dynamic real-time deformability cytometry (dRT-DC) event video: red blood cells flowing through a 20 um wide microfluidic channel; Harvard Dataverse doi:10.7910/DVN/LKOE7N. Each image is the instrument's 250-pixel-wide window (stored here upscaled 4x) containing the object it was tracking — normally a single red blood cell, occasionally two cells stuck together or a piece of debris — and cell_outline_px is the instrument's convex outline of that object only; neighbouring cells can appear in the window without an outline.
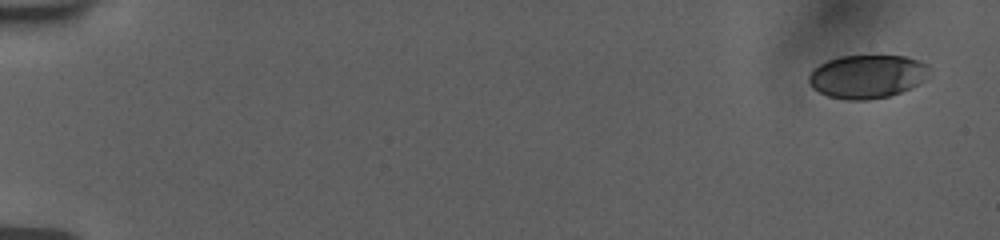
{"species": "human", "species_latin": "Homo sapiens", "temperature_condition": "room temperature", "stored_images_in_passage": 17, "camera_frame_rate_fps": 3000, "um_per_image_px": 0.085, "donor": {"sex": "female"}, "frame": {"image": 1, "passage_image": 1, "time_ms": 0.0, "image_size_px": [1000, 240], "cell_outline_px": [[932, 72], [920, 84], [900, 92], [888, 96], [868, 100], [848, 100], [828, 96], [812, 88], [808, 84], [808, 76], [812, 68], [828, 60], [840, 56], [872, 52], [904, 56], [928, 64], [932, 68]], "centroid_in_image_um": [73.73, 6.45], "position_along_channel_um": 11.3, "area_um2": 31.73}}
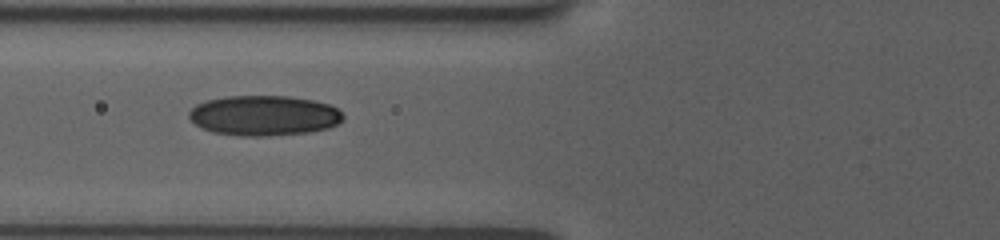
{"frame": {"image": 2, "passage_image": 12, "time_ms": 7.0, "image_size_px": [1000, 240], "cell_outline_px": [[344, 120], [328, 128], [312, 132], [268, 136], [240, 136], [212, 132], [200, 128], [188, 116], [188, 112], [196, 104], [208, 100], [228, 96], [288, 96], [312, 100], [328, 104], [336, 108], [344, 116]], "centroid_in_image_um": [22.43, 9.83], "position_along_channel_um": 103.4, "area_um2": 36.18}}
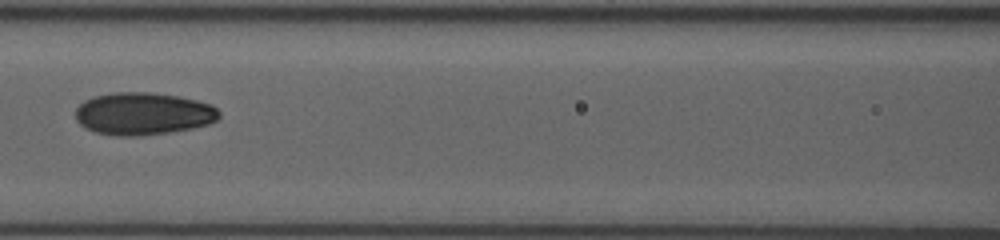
{"frame": {"image": 3, "passage_image": 15, "time_ms": 8.333, "image_size_px": [1000, 240], "cell_outline_px": [[220, 116], [216, 120], [208, 124], [192, 128], [168, 132], [140, 136], [116, 136], [96, 132], [84, 128], [76, 120], [76, 108], [84, 100], [92, 96], [112, 92], [152, 92], [180, 96], [212, 104], [220, 112]], "centroid_in_image_um": [12.15, 9.65], "position_along_channel_um": 154.4, "area_um2": 35.84}}